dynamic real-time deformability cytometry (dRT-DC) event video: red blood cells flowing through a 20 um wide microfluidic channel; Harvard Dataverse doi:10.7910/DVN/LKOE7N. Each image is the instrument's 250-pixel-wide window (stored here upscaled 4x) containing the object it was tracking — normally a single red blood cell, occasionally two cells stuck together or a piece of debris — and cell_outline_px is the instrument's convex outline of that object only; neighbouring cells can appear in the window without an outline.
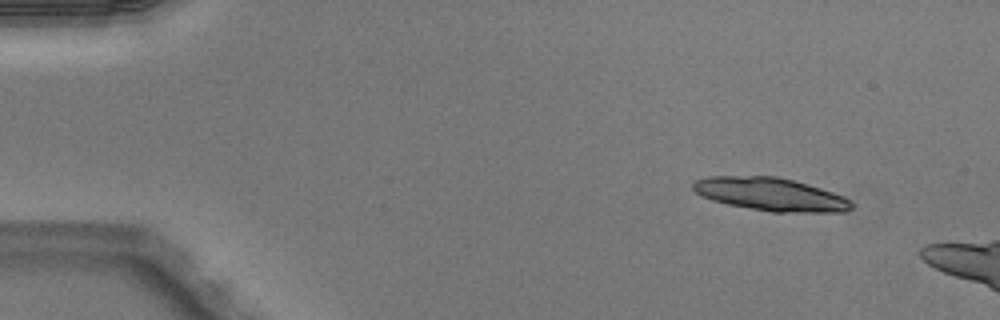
{"species": "Egyptian fruit bat (a non-hibernating species)", "species_latin": "Rousettus aegyptiacus", "temperature_condition": "warm", "stored_images_in_passage": 11, "camera_frame_rate_fps": 3000, "um_per_image_px": 0.085, "animal": {"sex": "male"}, "frame": {"image": 1, "passage_image": 1, "time_ms": 0.0, "image_size_px": [1000, 320], "cell_outline_px": [[856, 204], [852, 208], [844, 212], [772, 212], [728, 204], [712, 200], [700, 196], [692, 188], [692, 184], [696, 180], [708, 176], [776, 176], [792, 180], [820, 188], [844, 196], [852, 200]], "centroid_in_image_um": [65.52, 16.52], "position_along_channel_um": 19.5, "area_um2": 30.58}}